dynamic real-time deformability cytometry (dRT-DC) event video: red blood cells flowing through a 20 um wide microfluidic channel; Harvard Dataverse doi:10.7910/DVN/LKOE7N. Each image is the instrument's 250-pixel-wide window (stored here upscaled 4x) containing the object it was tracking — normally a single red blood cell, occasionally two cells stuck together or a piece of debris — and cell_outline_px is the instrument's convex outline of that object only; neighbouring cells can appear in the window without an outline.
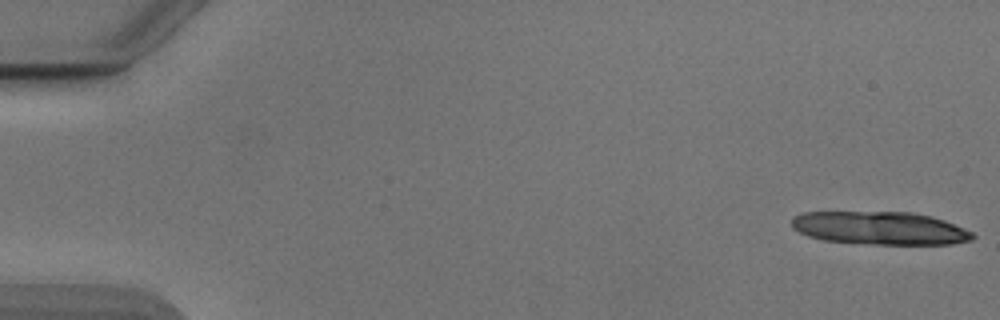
{"species": "Egyptian fruit bat (a non-hibernating species)", "species_latin": "Rousettus aegyptiacus", "temperature_condition": "cold", "stored_images_in_passage": 15, "camera_frame_rate_fps": 3000, "um_per_image_px": 0.085, "animal": {"sex": "male"}, "frame": {"image": 1, "passage_image": 1, "time_ms": 0.0, "image_size_px": [1000, 320], "cell_outline_px": [[976, 236], [972, 240], [952, 244], [872, 244], [824, 240], [808, 236], [792, 228], [792, 216], [804, 212], [912, 212], [932, 216], [944, 220], [964, 228], [972, 232]], "centroid_in_image_um": [74.81, 19.38], "position_along_channel_um": 10.2, "area_um2": 34.91}}